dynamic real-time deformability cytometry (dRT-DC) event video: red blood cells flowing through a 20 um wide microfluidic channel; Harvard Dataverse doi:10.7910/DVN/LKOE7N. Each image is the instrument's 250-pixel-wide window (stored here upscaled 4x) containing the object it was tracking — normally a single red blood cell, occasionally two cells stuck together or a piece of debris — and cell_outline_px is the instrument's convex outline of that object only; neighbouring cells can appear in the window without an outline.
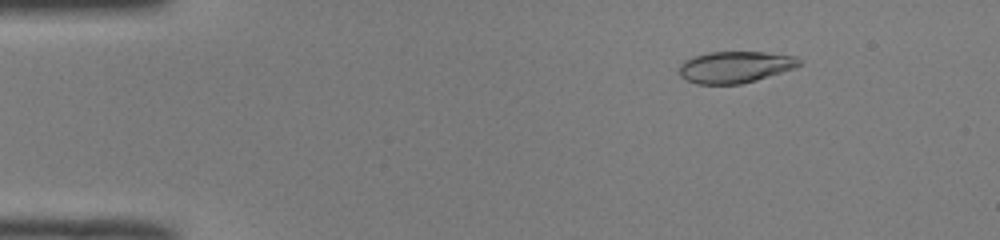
{"species": "common noctule bat (a hibernating species)", "species_latin": "Nyctalus noctula", "temperature_condition": "room temperature", "stored_images_in_passage": 50, "camera_frame_rate_fps": 3000, "um_per_image_px": 0.085, "animal": {"sex": "male", "body_mass_g": 19.0, "forearm_length_mm": 50.8}, "frame": {"image": 1, "passage_image": 7, "time_ms": 2.0, "image_size_px": [1000, 240], "cell_outline_px": [[804, 64], [796, 68], [756, 80], [740, 84], [696, 84], [684, 80], [680, 76], [680, 64], [684, 60], [692, 56], [708, 52], [764, 52], [796, 56], [804, 60]], "centroid_in_image_um": [62.52, 5.69], "position_along_channel_um": 22.5, "area_um2": 22.48}}
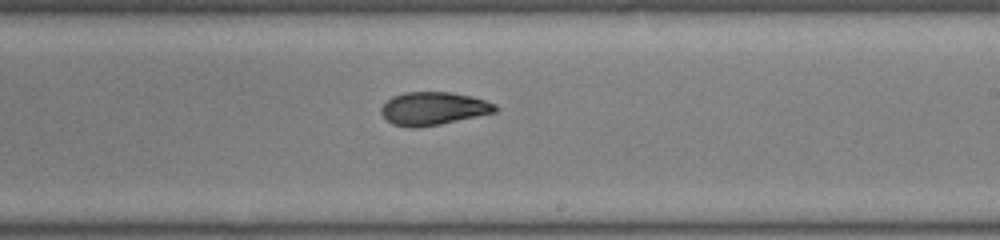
{"frame": {"image": 2, "passage_image": 30, "time_ms": 9.667, "image_size_px": [1000, 240], "cell_outline_px": [[500, 108], [496, 112], [440, 124], [416, 128], [408, 128], [392, 124], [380, 112], [380, 108], [392, 96], [404, 92], [448, 92], [472, 96], [496, 104]], "centroid_in_image_um": [36.84, 9.22], "position_along_channel_um": 252.2, "area_um2": 22.02}}
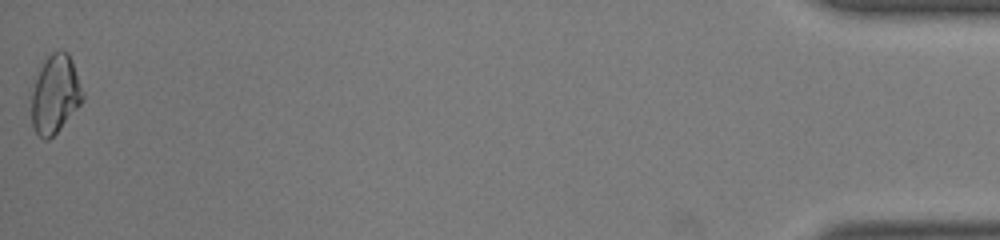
{"frame": {"image": 3, "passage_image": 50, "time_ms": 16.333, "image_size_px": [1000, 240], "cell_outline_px": [[84, 100], [56, 132], [48, 140], [44, 140], [32, 128], [32, 92], [44, 56], [60, 48], [68, 52], [72, 60], [84, 96]], "centroid_in_image_um": [4.68, 7.96], "position_along_channel_um": 430.5, "area_um2": 23.29}, "authors_computed_cell_mechanics": {"area_um2": 22.3975, "velocity_mm_per_s": 4.0879, "shape_relaxation_time_tau1_ms": 9.2591, "shape_relaxation_time_tau2_ms": 2.386, "deformation_change_tau1": 0.2476, "deformation_change_tau2": 0.0643}}